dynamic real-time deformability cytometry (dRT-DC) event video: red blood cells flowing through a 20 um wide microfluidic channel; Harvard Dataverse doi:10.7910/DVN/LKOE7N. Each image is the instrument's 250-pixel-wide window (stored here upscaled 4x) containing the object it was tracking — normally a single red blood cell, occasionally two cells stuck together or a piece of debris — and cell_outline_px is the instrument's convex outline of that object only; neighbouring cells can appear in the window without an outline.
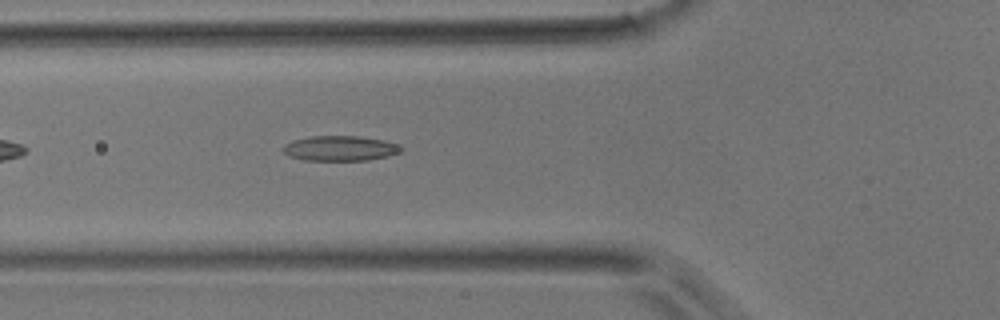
{"species": "common noctule bat (a hibernating species)", "species_latin": "Nyctalus noctula", "temperature_condition": "room temperature", "stored_images_in_passage": 32, "camera_frame_rate_fps": 3000, "um_per_image_px": 0.085, "animal": {"sex": "male", "body_mass_g": 17.9}, "frame": {"image": 1, "passage_image": 4, "time_ms": 1.0, "image_size_px": [1000, 320], "cell_outline_px": [[404, 148], [400, 152], [388, 156], [368, 160], [304, 160], [288, 156], [280, 148], [284, 144], [292, 140], [308, 136], [360, 136], [384, 140], [396, 144]], "centroid_in_image_um": [28.86, 12.6], "position_along_channel_um": 96.9, "area_um2": 17.4}}
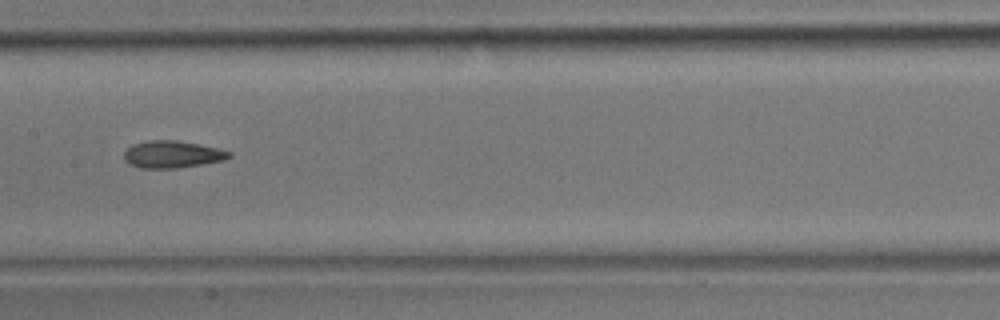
{"frame": {"image": 2, "passage_image": 11, "time_ms": 3.333, "image_size_px": [1000, 320], "cell_outline_px": [[232, 156], [224, 160], [176, 168], [140, 168], [128, 164], [124, 160], [124, 152], [132, 144], [148, 140], [176, 140], [216, 148], [232, 152]], "centroid_in_image_um": [14.6, 13.12], "position_along_channel_um": 192.8, "area_um2": 16.53}}
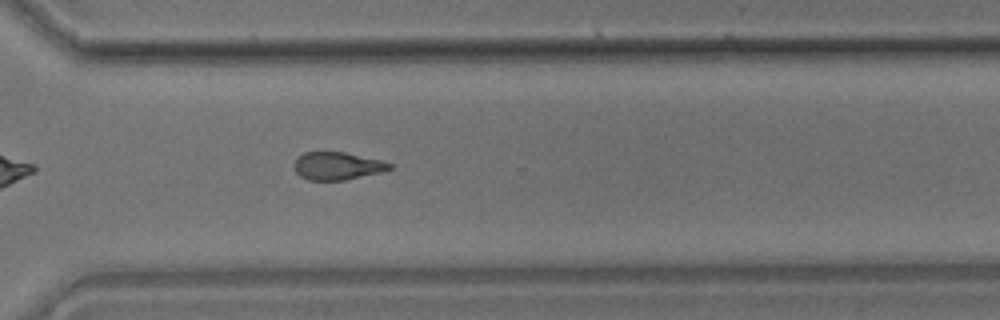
{"frame": {"image": 3, "passage_image": 22, "time_ms": 7.0, "image_size_px": [1000, 320], "cell_outline_px": [[392, 168], [380, 172], [344, 180], [308, 180], [300, 176], [296, 172], [292, 164], [296, 156], [304, 152], [344, 152], [380, 160], [392, 164]], "centroid_in_image_um": [28.6, 14.1], "position_along_channel_um": 342.0, "area_um2": 15.43}}